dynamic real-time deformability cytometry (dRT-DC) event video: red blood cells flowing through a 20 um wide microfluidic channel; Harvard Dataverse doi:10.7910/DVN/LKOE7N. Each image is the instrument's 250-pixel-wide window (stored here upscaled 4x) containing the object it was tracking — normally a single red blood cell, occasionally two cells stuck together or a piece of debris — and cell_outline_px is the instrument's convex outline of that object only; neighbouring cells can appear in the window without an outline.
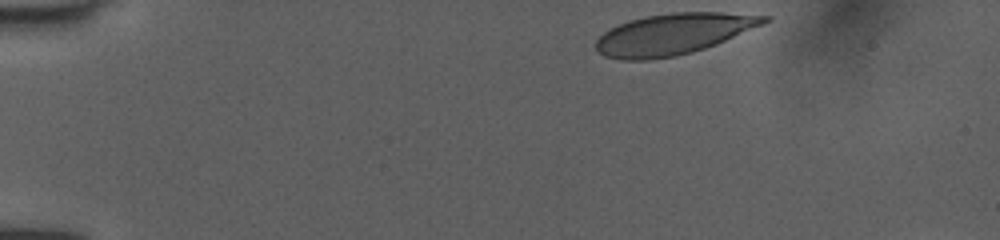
{"species": "human", "species_latin": "Homo sapiens", "temperature_condition": "room temperature", "stored_images_in_passage": 37, "camera_frame_rate_fps": 3000, "um_per_image_px": 0.085, "donor": {"sex": "female"}, "frame": {"image": 1, "passage_image": 1, "time_ms": 0.0, "image_size_px": [1000, 240], "cell_outline_px": [[772, 20], [764, 24], [716, 44], [692, 52], [676, 56], [648, 60], [620, 60], [604, 56], [596, 48], [596, 40], [608, 28], [628, 20], [644, 16], [672, 12], [720, 12], [772, 16]], "centroid_in_image_um": [57.23, 2.88], "position_along_channel_um": 27.8, "area_um2": 40.46}}
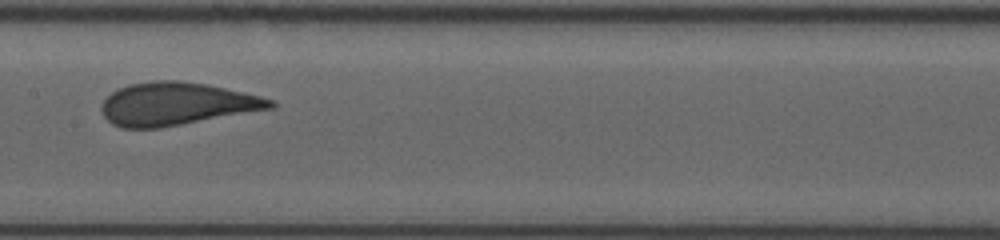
{"frame": {"image": 2, "passage_image": 20, "time_ms": 6.333, "image_size_px": [1000, 240], "cell_outline_px": [[276, 104], [272, 108], [160, 128], [120, 128], [112, 124], [104, 116], [100, 108], [104, 100], [112, 92], [128, 84], [152, 80], [180, 80], [208, 84], [260, 96], [276, 100]], "centroid_in_image_um": [14.98, 8.82], "position_along_channel_um": 192.4, "area_um2": 42.14}}
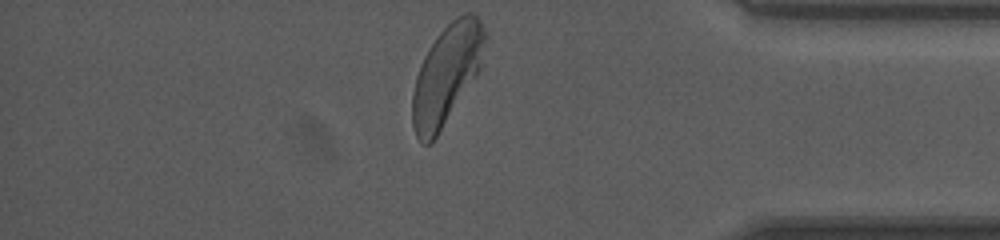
{"frame": {"image": 3, "passage_image": 37, "time_ms": 12.0, "image_size_px": [1000, 240], "cell_outline_px": [[488, 36], [480, 68], [476, 76], [432, 144], [424, 144], [416, 136], [412, 124], [412, 92], [416, 76], [420, 64], [424, 56], [436, 36], [456, 16], [464, 12], [472, 12], [480, 20]], "centroid_in_image_um": [37.97, 6.32], "position_along_channel_um": 397.2, "area_um2": 42.25}, "authors_computed_cell_mechanics": {"area_um2": 41.5582, "velocity_mm_per_s": 4.0054, "shape_relaxation_time_tau1_ms": 2.9767, "shape_relaxation_time_tau2_ms": null, "deformation_change_tau1": 0.1576, "deformation_change_tau2": null}}